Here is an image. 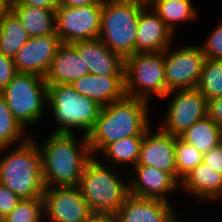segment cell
<instances>
[{
	"label": "cell",
	"instance_id": "6da1fadb",
	"mask_svg": "<svg viewBox=\"0 0 222 222\" xmlns=\"http://www.w3.org/2000/svg\"><path fill=\"white\" fill-rule=\"evenodd\" d=\"M149 102L125 96L102 107L99 116L87 134V142L93 157L108 144L131 136H144L151 127ZM98 152V153H97Z\"/></svg>",
	"mask_w": 222,
	"mask_h": 222
},
{
	"label": "cell",
	"instance_id": "7a4b0ae2",
	"mask_svg": "<svg viewBox=\"0 0 222 222\" xmlns=\"http://www.w3.org/2000/svg\"><path fill=\"white\" fill-rule=\"evenodd\" d=\"M76 144L75 133H51L38 144L45 187L78 186L86 163L93 157L83 135Z\"/></svg>",
	"mask_w": 222,
	"mask_h": 222
},
{
	"label": "cell",
	"instance_id": "3957f363",
	"mask_svg": "<svg viewBox=\"0 0 222 222\" xmlns=\"http://www.w3.org/2000/svg\"><path fill=\"white\" fill-rule=\"evenodd\" d=\"M37 143L30 136L0 158V183L22 199L43 197L45 192L41 153ZM5 148H0V151Z\"/></svg>",
	"mask_w": 222,
	"mask_h": 222
},
{
	"label": "cell",
	"instance_id": "277c9868",
	"mask_svg": "<svg viewBox=\"0 0 222 222\" xmlns=\"http://www.w3.org/2000/svg\"><path fill=\"white\" fill-rule=\"evenodd\" d=\"M146 0H103L99 39L124 60L135 54L140 12Z\"/></svg>",
	"mask_w": 222,
	"mask_h": 222
},
{
	"label": "cell",
	"instance_id": "5b68a950",
	"mask_svg": "<svg viewBox=\"0 0 222 222\" xmlns=\"http://www.w3.org/2000/svg\"><path fill=\"white\" fill-rule=\"evenodd\" d=\"M114 170L97 156L86 163L78 188L92 212L116 215L128 197V182L121 180Z\"/></svg>",
	"mask_w": 222,
	"mask_h": 222
},
{
	"label": "cell",
	"instance_id": "8992f818",
	"mask_svg": "<svg viewBox=\"0 0 222 222\" xmlns=\"http://www.w3.org/2000/svg\"><path fill=\"white\" fill-rule=\"evenodd\" d=\"M48 106L58 124L53 133L73 134V129L84 131L93 128L102 106L79 94L71 84L48 85Z\"/></svg>",
	"mask_w": 222,
	"mask_h": 222
},
{
	"label": "cell",
	"instance_id": "52a82bcc",
	"mask_svg": "<svg viewBox=\"0 0 222 222\" xmlns=\"http://www.w3.org/2000/svg\"><path fill=\"white\" fill-rule=\"evenodd\" d=\"M1 93L24 129L27 124L39 122L48 106V85L44 77L36 74L17 73Z\"/></svg>",
	"mask_w": 222,
	"mask_h": 222
},
{
	"label": "cell",
	"instance_id": "ba28073f",
	"mask_svg": "<svg viewBox=\"0 0 222 222\" xmlns=\"http://www.w3.org/2000/svg\"><path fill=\"white\" fill-rule=\"evenodd\" d=\"M124 71L126 96L149 102L166 95L164 51L135 53L125 59Z\"/></svg>",
	"mask_w": 222,
	"mask_h": 222
},
{
	"label": "cell",
	"instance_id": "9c48e42d",
	"mask_svg": "<svg viewBox=\"0 0 222 222\" xmlns=\"http://www.w3.org/2000/svg\"><path fill=\"white\" fill-rule=\"evenodd\" d=\"M103 0L97 4L65 7L58 6L56 13V34L60 41L72 44L77 41L99 37Z\"/></svg>",
	"mask_w": 222,
	"mask_h": 222
},
{
	"label": "cell",
	"instance_id": "30bf717a",
	"mask_svg": "<svg viewBox=\"0 0 222 222\" xmlns=\"http://www.w3.org/2000/svg\"><path fill=\"white\" fill-rule=\"evenodd\" d=\"M168 96L172 99L168 105L165 121L163 120L159 127L168 134L179 137L208 115V101L197 88L170 91L164 98Z\"/></svg>",
	"mask_w": 222,
	"mask_h": 222
},
{
	"label": "cell",
	"instance_id": "8fae6325",
	"mask_svg": "<svg viewBox=\"0 0 222 222\" xmlns=\"http://www.w3.org/2000/svg\"><path fill=\"white\" fill-rule=\"evenodd\" d=\"M164 50L166 94L178 89L197 88L205 55L201 46H182L171 52Z\"/></svg>",
	"mask_w": 222,
	"mask_h": 222
},
{
	"label": "cell",
	"instance_id": "7c38bea8",
	"mask_svg": "<svg viewBox=\"0 0 222 222\" xmlns=\"http://www.w3.org/2000/svg\"><path fill=\"white\" fill-rule=\"evenodd\" d=\"M43 201L48 222H84L92 213L78 186L45 187Z\"/></svg>",
	"mask_w": 222,
	"mask_h": 222
},
{
	"label": "cell",
	"instance_id": "4fadbf2b",
	"mask_svg": "<svg viewBox=\"0 0 222 222\" xmlns=\"http://www.w3.org/2000/svg\"><path fill=\"white\" fill-rule=\"evenodd\" d=\"M61 44L56 33L30 37L14 58L17 72L36 74L45 78Z\"/></svg>",
	"mask_w": 222,
	"mask_h": 222
},
{
	"label": "cell",
	"instance_id": "5bb4252c",
	"mask_svg": "<svg viewBox=\"0 0 222 222\" xmlns=\"http://www.w3.org/2000/svg\"><path fill=\"white\" fill-rule=\"evenodd\" d=\"M149 128L140 148L137 165L152 166L168 172L176 180L175 142L176 137L157 128Z\"/></svg>",
	"mask_w": 222,
	"mask_h": 222
},
{
	"label": "cell",
	"instance_id": "9a60e30c",
	"mask_svg": "<svg viewBox=\"0 0 222 222\" xmlns=\"http://www.w3.org/2000/svg\"><path fill=\"white\" fill-rule=\"evenodd\" d=\"M90 74L125 76V60L110 50L99 38L72 43Z\"/></svg>",
	"mask_w": 222,
	"mask_h": 222
},
{
	"label": "cell",
	"instance_id": "2e32d148",
	"mask_svg": "<svg viewBox=\"0 0 222 222\" xmlns=\"http://www.w3.org/2000/svg\"><path fill=\"white\" fill-rule=\"evenodd\" d=\"M133 169L136 174L128 181L130 195L168 202L167 195L180 188V184L168 172L145 165H135Z\"/></svg>",
	"mask_w": 222,
	"mask_h": 222
},
{
	"label": "cell",
	"instance_id": "e0dca14e",
	"mask_svg": "<svg viewBox=\"0 0 222 222\" xmlns=\"http://www.w3.org/2000/svg\"><path fill=\"white\" fill-rule=\"evenodd\" d=\"M174 34L147 5L140 12L135 37V53L162 52L172 46Z\"/></svg>",
	"mask_w": 222,
	"mask_h": 222
},
{
	"label": "cell",
	"instance_id": "ac0fdd59",
	"mask_svg": "<svg viewBox=\"0 0 222 222\" xmlns=\"http://www.w3.org/2000/svg\"><path fill=\"white\" fill-rule=\"evenodd\" d=\"M171 203L128 195L116 214L117 222H177Z\"/></svg>",
	"mask_w": 222,
	"mask_h": 222
},
{
	"label": "cell",
	"instance_id": "d6986e66",
	"mask_svg": "<svg viewBox=\"0 0 222 222\" xmlns=\"http://www.w3.org/2000/svg\"><path fill=\"white\" fill-rule=\"evenodd\" d=\"M75 90L102 107L126 96L125 76H98L88 74L71 84Z\"/></svg>",
	"mask_w": 222,
	"mask_h": 222
},
{
	"label": "cell",
	"instance_id": "ffe728a7",
	"mask_svg": "<svg viewBox=\"0 0 222 222\" xmlns=\"http://www.w3.org/2000/svg\"><path fill=\"white\" fill-rule=\"evenodd\" d=\"M88 74V66L75 47L72 44L62 43L56 51L45 80L47 85L72 84Z\"/></svg>",
	"mask_w": 222,
	"mask_h": 222
},
{
	"label": "cell",
	"instance_id": "44dd1931",
	"mask_svg": "<svg viewBox=\"0 0 222 222\" xmlns=\"http://www.w3.org/2000/svg\"><path fill=\"white\" fill-rule=\"evenodd\" d=\"M180 187L202 202H214L222 198V174L201 162L181 180Z\"/></svg>",
	"mask_w": 222,
	"mask_h": 222
},
{
	"label": "cell",
	"instance_id": "7402d4cb",
	"mask_svg": "<svg viewBox=\"0 0 222 222\" xmlns=\"http://www.w3.org/2000/svg\"><path fill=\"white\" fill-rule=\"evenodd\" d=\"M12 11L18 16L30 37L56 33L55 10L29 5H13Z\"/></svg>",
	"mask_w": 222,
	"mask_h": 222
},
{
	"label": "cell",
	"instance_id": "603a6c76",
	"mask_svg": "<svg viewBox=\"0 0 222 222\" xmlns=\"http://www.w3.org/2000/svg\"><path fill=\"white\" fill-rule=\"evenodd\" d=\"M147 3L173 33L177 23L190 22L197 16L191 0H149Z\"/></svg>",
	"mask_w": 222,
	"mask_h": 222
},
{
	"label": "cell",
	"instance_id": "cb8c5ba5",
	"mask_svg": "<svg viewBox=\"0 0 222 222\" xmlns=\"http://www.w3.org/2000/svg\"><path fill=\"white\" fill-rule=\"evenodd\" d=\"M203 154L221 143L220 127L206 115L179 136Z\"/></svg>",
	"mask_w": 222,
	"mask_h": 222
},
{
	"label": "cell",
	"instance_id": "d4e9b609",
	"mask_svg": "<svg viewBox=\"0 0 222 222\" xmlns=\"http://www.w3.org/2000/svg\"><path fill=\"white\" fill-rule=\"evenodd\" d=\"M29 38L27 30L13 11L0 22V53L4 56L14 59Z\"/></svg>",
	"mask_w": 222,
	"mask_h": 222
},
{
	"label": "cell",
	"instance_id": "484cf974",
	"mask_svg": "<svg viewBox=\"0 0 222 222\" xmlns=\"http://www.w3.org/2000/svg\"><path fill=\"white\" fill-rule=\"evenodd\" d=\"M144 136H131L125 137L118 141L108 144L100 154L105 156V159L111 162L109 165H114L113 167L117 168V165L131 164L135 166L138 163L140 156V148Z\"/></svg>",
	"mask_w": 222,
	"mask_h": 222
},
{
	"label": "cell",
	"instance_id": "4316f807",
	"mask_svg": "<svg viewBox=\"0 0 222 222\" xmlns=\"http://www.w3.org/2000/svg\"><path fill=\"white\" fill-rule=\"evenodd\" d=\"M197 89L208 102L222 96V60L205 58Z\"/></svg>",
	"mask_w": 222,
	"mask_h": 222
},
{
	"label": "cell",
	"instance_id": "83f0119b",
	"mask_svg": "<svg viewBox=\"0 0 222 222\" xmlns=\"http://www.w3.org/2000/svg\"><path fill=\"white\" fill-rule=\"evenodd\" d=\"M24 131L26 130L14 118L0 92V148L10 147L16 142H18V145L25 142L30 136L25 137Z\"/></svg>",
	"mask_w": 222,
	"mask_h": 222
},
{
	"label": "cell",
	"instance_id": "f1b7e54d",
	"mask_svg": "<svg viewBox=\"0 0 222 222\" xmlns=\"http://www.w3.org/2000/svg\"><path fill=\"white\" fill-rule=\"evenodd\" d=\"M203 153L195 149L191 144L176 137L175 161H176V181L181 180L198 164L203 162Z\"/></svg>",
	"mask_w": 222,
	"mask_h": 222
},
{
	"label": "cell",
	"instance_id": "f546056e",
	"mask_svg": "<svg viewBox=\"0 0 222 222\" xmlns=\"http://www.w3.org/2000/svg\"><path fill=\"white\" fill-rule=\"evenodd\" d=\"M43 197L21 199L17 206L5 217L2 222H44Z\"/></svg>",
	"mask_w": 222,
	"mask_h": 222
},
{
	"label": "cell",
	"instance_id": "4dcf8cb0",
	"mask_svg": "<svg viewBox=\"0 0 222 222\" xmlns=\"http://www.w3.org/2000/svg\"><path fill=\"white\" fill-rule=\"evenodd\" d=\"M200 46L206 58L222 60V20Z\"/></svg>",
	"mask_w": 222,
	"mask_h": 222
},
{
	"label": "cell",
	"instance_id": "1f68e13d",
	"mask_svg": "<svg viewBox=\"0 0 222 222\" xmlns=\"http://www.w3.org/2000/svg\"><path fill=\"white\" fill-rule=\"evenodd\" d=\"M22 198L14 194L7 186L0 183V217L9 214Z\"/></svg>",
	"mask_w": 222,
	"mask_h": 222
},
{
	"label": "cell",
	"instance_id": "d6a6232c",
	"mask_svg": "<svg viewBox=\"0 0 222 222\" xmlns=\"http://www.w3.org/2000/svg\"><path fill=\"white\" fill-rule=\"evenodd\" d=\"M17 73L14 59L0 53V92L12 81Z\"/></svg>",
	"mask_w": 222,
	"mask_h": 222
},
{
	"label": "cell",
	"instance_id": "836d02e7",
	"mask_svg": "<svg viewBox=\"0 0 222 222\" xmlns=\"http://www.w3.org/2000/svg\"><path fill=\"white\" fill-rule=\"evenodd\" d=\"M203 162L222 174V143L204 153Z\"/></svg>",
	"mask_w": 222,
	"mask_h": 222
},
{
	"label": "cell",
	"instance_id": "e575fe53",
	"mask_svg": "<svg viewBox=\"0 0 222 222\" xmlns=\"http://www.w3.org/2000/svg\"><path fill=\"white\" fill-rule=\"evenodd\" d=\"M208 115L217 125H222V96L208 102Z\"/></svg>",
	"mask_w": 222,
	"mask_h": 222
},
{
	"label": "cell",
	"instance_id": "d590c367",
	"mask_svg": "<svg viewBox=\"0 0 222 222\" xmlns=\"http://www.w3.org/2000/svg\"><path fill=\"white\" fill-rule=\"evenodd\" d=\"M13 5H29L56 10L59 0H13Z\"/></svg>",
	"mask_w": 222,
	"mask_h": 222
},
{
	"label": "cell",
	"instance_id": "8d00e7d4",
	"mask_svg": "<svg viewBox=\"0 0 222 222\" xmlns=\"http://www.w3.org/2000/svg\"><path fill=\"white\" fill-rule=\"evenodd\" d=\"M84 222H117L116 215L92 212Z\"/></svg>",
	"mask_w": 222,
	"mask_h": 222
},
{
	"label": "cell",
	"instance_id": "74e56055",
	"mask_svg": "<svg viewBox=\"0 0 222 222\" xmlns=\"http://www.w3.org/2000/svg\"><path fill=\"white\" fill-rule=\"evenodd\" d=\"M100 1L101 0H59V5L65 7H79L97 4Z\"/></svg>",
	"mask_w": 222,
	"mask_h": 222
},
{
	"label": "cell",
	"instance_id": "f35d334b",
	"mask_svg": "<svg viewBox=\"0 0 222 222\" xmlns=\"http://www.w3.org/2000/svg\"><path fill=\"white\" fill-rule=\"evenodd\" d=\"M13 0H0V22L12 11Z\"/></svg>",
	"mask_w": 222,
	"mask_h": 222
},
{
	"label": "cell",
	"instance_id": "ab89813d",
	"mask_svg": "<svg viewBox=\"0 0 222 222\" xmlns=\"http://www.w3.org/2000/svg\"><path fill=\"white\" fill-rule=\"evenodd\" d=\"M220 127V138H221V143H222V125Z\"/></svg>",
	"mask_w": 222,
	"mask_h": 222
}]
</instances>
